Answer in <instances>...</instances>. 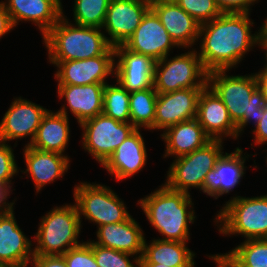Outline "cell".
<instances>
[{
  "instance_id": "1",
  "label": "cell",
  "mask_w": 267,
  "mask_h": 267,
  "mask_svg": "<svg viewBox=\"0 0 267 267\" xmlns=\"http://www.w3.org/2000/svg\"><path fill=\"white\" fill-rule=\"evenodd\" d=\"M249 13H222L210 22L200 25L199 38L202 65L209 73L234 68L245 53L258 45L259 32L252 34Z\"/></svg>"
},
{
  "instance_id": "2",
  "label": "cell",
  "mask_w": 267,
  "mask_h": 267,
  "mask_svg": "<svg viewBox=\"0 0 267 267\" xmlns=\"http://www.w3.org/2000/svg\"><path fill=\"white\" fill-rule=\"evenodd\" d=\"M149 223L164 236L161 240L187 242L189 223L195 221L190 193L175 191L162 184L138 200Z\"/></svg>"
},
{
  "instance_id": "3",
  "label": "cell",
  "mask_w": 267,
  "mask_h": 267,
  "mask_svg": "<svg viewBox=\"0 0 267 267\" xmlns=\"http://www.w3.org/2000/svg\"><path fill=\"white\" fill-rule=\"evenodd\" d=\"M229 70H215L208 73L207 85L219 96L230 118L237 126L238 136L244 127L257 125L260 121L261 109L267 104L265 97L257 87L254 74L229 76Z\"/></svg>"
},
{
  "instance_id": "4",
  "label": "cell",
  "mask_w": 267,
  "mask_h": 267,
  "mask_svg": "<svg viewBox=\"0 0 267 267\" xmlns=\"http://www.w3.org/2000/svg\"><path fill=\"white\" fill-rule=\"evenodd\" d=\"M65 17L62 14L42 37L49 62L85 60L103 55L111 47L101 28L71 24Z\"/></svg>"
},
{
  "instance_id": "5",
  "label": "cell",
  "mask_w": 267,
  "mask_h": 267,
  "mask_svg": "<svg viewBox=\"0 0 267 267\" xmlns=\"http://www.w3.org/2000/svg\"><path fill=\"white\" fill-rule=\"evenodd\" d=\"M80 216L74 203L53 207L40 220L34 239L37 245L34 255H63L70 248L81 243L78 237L81 231Z\"/></svg>"
},
{
  "instance_id": "6",
  "label": "cell",
  "mask_w": 267,
  "mask_h": 267,
  "mask_svg": "<svg viewBox=\"0 0 267 267\" xmlns=\"http://www.w3.org/2000/svg\"><path fill=\"white\" fill-rule=\"evenodd\" d=\"M214 219L223 235H243L247 239H267V194L231 198ZM222 226V227H221Z\"/></svg>"
},
{
  "instance_id": "7",
  "label": "cell",
  "mask_w": 267,
  "mask_h": 267,
  "mask_svg": "<svg viewBox=\"0 0 267 267\" xmlns=\"http://www.w3.org/2000/svg\"><path fill=\"white\" fill-rule=\"evenodd\" d=\"M208 83V72L202 65L196 50L168 56L155 63L153 87L159 94L188 88H205Z\"/></svg>"
},
{
  "instance_id": "8",
  "label": "cell",
  "mask_w": 267,
  "mask_h": 267,
  "mask_svg": "<svg viewBox=\"0 0 267 267\" xmlns=\"http://www.w3.org/2000/svg\"><path fill=\"white\" fill-rule=\"evenodd\" d=\"M223 140H211L205 146L185 154L172 162L165 185L175 191L190 193V187L202 191L206 174L214 169L222 152Z\"/></svg>"
},
{
  "instance_id": "9",
  "label": "cell",
  "mask_w": 267,
  "mask_h": 267,
  "mask_svg": "<svg viewBox=\"0 0 267 267\" xmlns=\"http://www.w3.org/2000/svg\"><path fill=\"white\" fill-rule=\"evenodd\" d=\"M75 205L80 216L97 227L126 221L131 215L124 202L104 184L81 182L74 187Z\"/></svg>"
},
{
  "instance_id": "10",
  "label": "cell",
  "mask_w": 267,
  "mask_h": 267,
  "mask_svg": "<svg viewBox=\"0 0 267 267\" xmlns=\"http://www.w3.org/2000/svg\"><path fill=\"white\" fill-rule=\"evenodd\" d=\"M80 127L83 130V148L100 165H103L116 148L136 130L131 123L114 120L104 113L82 122Z\"/></svg>"
},
{
  "instance_id": "11",
  "label": "cell",
  "mask_w": 267,
  "mask_h": 267,
  "mask_svg": "<svg viewBox=\"0 0 267 267\" xmlns=\"http://www.w3.org/2000/svg\"><path fill=\"white\" fill-rule=\"evenodd\" d=\"M115 48L111 46L103 55L63 62H50L57 67L58 85L107 84L106 78L115 74ZM59 68V69H58Z\"/></svg>"
},
{
  "instance_id": "12",
  "label": "cell",
  "mask_w": 267,
  "mask_h": 267,
  "mask_svg": "<svg viewBox=\"0 0 267 267\" xmlns=\"http://www.w3.org/2000/svg\"><path fill=\"white\" fill-rule=\"evenodd\" d=\"M124 46L156 62L170 55L171 48L175 46L179 48L151 8L143 16L139 26Z\"/></svg>"
},
{
  "instance_id": "13",
  "label": "cell",
  "mask_w": 267,
  "mask_h": 267,
  "mask_svg": "<svg viewBox=\"0 0 267 267\" xmlns=\"http://www.w3.org/2000/svg\"><path fill=\"white\" fill-rule=\"evenodd\" d=\"M149 9L140 0H110L103 25L110 36L106 37L108 43L113 47L124 45Z\"/></svg>"
},
{
  "instance_id": "14",
  "label": "cell",
  "mask_w": 267,
  "mask_h": 267,
  "mask_svg": "<svg viewBox=\"0 0 267 267\" xmlns=\"http://www.w3.org/2000/svg\"><path fill=\"white\" fill-rule=\"evenodd\" d=\"M48 109L29 100L14 98L0 122V141L22 139L30 136L29 145Z\"/></svg>"
},
{
  "instance_id": "15",
  "label": "cell",
  "mask_w": 267,
  "mask_h": 267,
  "mask_svg": "<svg viewBox=\"0 0 267 267\" xmlns=\"http://www.w3.org/2000/svg\"><path fill=\"white\" fill-rule=\"evenodd\" d=\"M204 88L181 89L157 95L154 130H166L196 118L199 95Z\"/></svg>"
},
{
  "instance_id": "16",
  "label": "cell",
  "mask_w": 267,
  "mask_h": 267,
  "mask_svg": "<svg viewBox=\"0 0 267 267\" xmlns=\"http://www.w3.org/2000/svg\"><path fill=\"white\" fill-rule=\"evenodd\" d=\"M115 74L118 82L129 93L153 87L156 61L143 54L128 50L124 45L115 46Z\"/></svg>"
},
{
  "instance_id": "17",
  "label": "cell",
  "mask_w": 267,
  "mask_h": 267,
  "mask_svg": "<svg viewBox=\"0 0 267 267\" xmlns=\"http://www.w3.org/2000/svg\"><path fill=\"white\" fill-rule=\"evenodd\" d=\"M196 119L212 140L238 138L237 126L219 96L207 85L199 95Z\"/></svg>"
},
{
  "instance_id": "18",
  "label": "cell",
  "mask_w": 267,
  "mask_h": 267,
  "mask_svg": "<svg viewBox=\"0 0 267 267\" xmlns=\"http://www.w3.org/2000/svg\"><path fill=\"white\" fill-rule=\"evenodd\" d=\"M16 27L20 21H31L44 36L62 17L61 0H6L3 2Z\"/></svg>"
},
{
  "instance_id": "19",
  "label": "cell",
  "mask_w": 267,
  "mask_h": 267,
  "mask_svg": "<svg viewBox=\"0 0 267 267\" xmlns=\"http://www.w3.org/2000/svg\"><path fill=\"white\" fill-rule=\"evenodd\" d=\"M243 150L237 147L233 153L222 154L214 169L210 170L204 179L202 192L215 199L229 194L245 174Z\"/></svg>"
},
{
  "instance_id": "20",
  "label": "cell",
  "mask_w": 267,
  "mask_h": 267,
  "mask_svg": "<svg viewBox=\"0 0 267 267\" xmlns=\"http://www.w3.org/2000/svg\"><path fill=\"white\" fill-rule=\"evenodd\" d=\"M31 242L18 226L13 208L0 214V262L6 267L31 263Z\"/></svg>"
},
{
  "instance_id": "21",
  "label": "cell",
  "mask_w": 267,
  "mask_h": 267,
  "mask_svg": "<svg viewBox=\"0 0 267 267\" xmlns=\"http://www.w3.org/2000/svg\"><path fill=\"white\" fill-rule=\"evenodd\" d=\"M143 234L137 221L130 216L123 222L99 226L96 232L98 241L93 240V243L135 255L132 261L139 265L145 241Z\"/></svg>"
},
{
  "instance_id": "22",
  "label": "cell",
  "mask_w": 267,
  "mask_h": 267,
  "mask_svg": "<svg viewBox=\"0 0 267 267\" xmlns=\"http://www.w3.org/2000/svg\"><path fill=\"white\" fill-rule=\"evenodd\" d=\"M140 131L136 129L129 135L102 165L118 181L135 175L147 163V151Z\"/></svg>"
},
{
  "instance_id": "23",
  "label": "cell",
  "mask_w": 267,
  "mask_h": 267,
  "mask_svg": "<svg viewBox=\"0 0 267 267\" xmlns=\"http://www.w3.org/2000/svg\"><path fill=\"white\" fill-rule=\"evenodd\" d=\"M151 9L179 47L189 48L198 42L200 24L174 0L155 4Z\"/></svg>"
},
{
  "instance_id": "24",
  "label": "cell",
  "mask_w": 267,
  "mask_h": 267,
  "mask_svg": "<svg viewBox=\"0 0 267 267\" xmlns=\"http://www.w3.org/2000/svg\"><path fill=\"white\" fill-rule=\"evenodd\" d=\"M24 158L27 169L21 171L28 173L34 181L36 192L38 193L48 183L63 178L69 168V157L57 152L41 151L25 145Z\"/></svg>"
},
{
  "instance_id": "25",
  "label": "cell",
  "mask_w": 267,
  "mask_h": 267,
  "mask_svg": "<svg viewBox=\"0 0 267 267\" xmlns=\"http://www.w3.org/2000/svg\"><path fill=\"white\" fill-rule=\"evenodd\" d=\"M105 84L58 85V96L65 98L70 112L77 122L94 118L103 111V93Z\"/></svg>"
},
{
  "instance_id": "26",
  "label": "cell",
  "mask_w": 267,
  "mask_h": 267,
  "mask_svg": "<svg viewBox=\"0 0 267 267\" xmlns=\"http://www.w3.org/2000/svg\"><path fill=\"white\" fill-rule=\"evenodd\" d=\"M65 105L57 112L48 110L42 118L30 147L41 151L57 152L64 154L69 142L70 127Z\"/></svg>"
},
{
  "instance_id": "27",
  "label": "cell",
  "mask_w": 267,
  "mask_h": 267,
  "mask_svg": "<svg viewBox=\"0 0 267 267\" xmlns=\"http://www.w3.org/2000/svg\"><path fill=\"white\" fill-rule=\"evenodd\" d=\"M163 132L160 136L166 142L164 158L192 153L212 140L196 118L170 126Z\"/></svg>"
},
{
  "instance_id": "28",
  "label": "cell",
  "mask_w": 267,
  "mask_h": 267,
  "mask_svg": "<svg viewBox=\"0 0 267 267\" xmlns=\"http://www.w3.org/2000/svg\"><path fill=\"white\" fill-rule=\"evenodd\" d=\"M186 244L187 242L154 239L148 245L145 239L139 263H157L169 267H194L195 253Z\"/></svg>"
},
{
  "instance_id": "29",
  "label": "cell",
  "mask_w": 267,
  "mask_h": 267,
  "mask_svg": "<svg viewBox=\"0 0 267 267\" xmlns=\"http://www.w3.org/2000/svg\"><path fill=\"white\" fill-rule=\"evenodd\" d=\"M209 258L218 267H267V239H247L230 252Z\"/></svg>"
},
{
  "instance_id": "30",
  "label": "cell",
  "mask_w": 267,
  "mask_h": 267,
  "mask_svg": "<svg viewBox=\"0 0 267 267\" xmlns=\"http://www.w3.org/2000/svg\"><path fill=\"white\" fill-rule=\"evenodd\" d=\"M157 95L154 87L130 93V123L136 129L154 130Z\"/></svg>"
},
{
  "instance_id": "31",
  "label": "cell",
  "mask_w": 267,
  "mask_h": 267,
  "mask_svg": "<svg viewBox=\"0 0 267 267\" xmlns=\"http://www.w3.org/2000/svg\"><path fill=\"white\" fill-rule=\"evenodd\" d=\"M129 98L130 93L118 82L116 85L105 84L102 113L114 120L130 123Z\"/></svg>"
},
{
  "instance_id": "32",
  "label": "cell",
  "mask_w": 267,
  "mask_h": 267,
  "mask_svg": "<svg viewBox=\"0 0 267 267\" xmlns=\"http://www.w3.org/2000/svg\"><path fill=\"white\" fill-rule=\"evenodd\" d=\"M110 0H74V22L79 26L103 28Z\"/></svg>"
},
{
  "instance_id": "33",
  "label": "cell",
  "mask_w": 267,
  "mask_h": 267,
  "mask_svg": "<svg viewBox=\"0 0 267 267\" xmlns=\"http://www.w3.org/2000/svg\"><path fill=\"white\" fill-rule=\"evenodd\" d=\"M187 14L200 25L210 22L223 12L215 0H174Z\"/></svg>"
},
{
  "instance_id": "34",
  "label": "cell",
  "mask_w": 267,
  "mask_h": 267,
  "mask_svg": "<svg viewBox=\"0 0 267 267\" xmlns=\"http://www.w3.org/2000/svg\"><path fill=\"white\" fill-rule=\"evenodd\" d=\"M93 254L99 267H139V265L135 266L129 259L134 255L95 243H93Z\"/></svg>"
},
{
  "instance_id": "35",
  "label": "cell",
  "mask_w": 267,
  "mask_h": 267,
  "mask_svg": "<svg viewBox=\"0 0 267 267\" xmlns=\"http://www.w3.org/2000/svg\"><path fill=\"white\" fill-rule=\"evenodd\" d=\"M68 267H99L93 254V241L83 242L61 255Z\"/></svg>"
},
{
  "instance_id": "36",
  "label": "cell",
  "mask_w": 267,
  "mask_h": 267,
  "mask_svg": "<svg viewBox=\"0 0 267 267\" xmlns=\"http://www.w3.org/2000/svg\"><path fill=\"white\" fill-rule=\"evenodd\" d=\"M19 172L13 149L6 142L0 141V182L11 190V178Z\"/></svg>"
},
{
  "instance_id": "37",
  "label": "cell",
  "mask_w": 267,
  "mask_h": 267,
  "mask_svg": "<svg viewBox=\"0 0 267 267\" xmlns=\"http://www.w3.org/2000/svg\"><path fill=\"white\" fill-rule=\"evenodd\" d=\"M223 13H249L251 5L258 0H215Z\"/></svg>"
},
{
  "instance_id": "38",
  "label": "cell",
  "mask_w": 267,
  "mask_h": 267,
  "mask_svg": "<svg viewBox=\"0 0 267 267\" xmlns=\"http://www.w3.org/2000/svg\"><path fill=\"white\" fill-rule=\"evenodd\" d=\"M32 263L36 267H68L61 255H34Z\"/></svg>"
},
{
  "instance_id": "39",
  "label": "cell",
  "mask_w": 267,
  "mask_h": 267,
  "mask_svg": "<svg viewBox=\"0 0 267 267\" xmlns=\"http://www.w3.org/2000/svg\"><path fill=\"white\" fill-rule=\"evenodd\" d=\"M252 132L255 135L256 145L267 144V104L261 109L260 121Z\"/></svg>"
},
{
  "instance_id": "40",
  "label": "cell",
  "mask_w": 267,
  "mask_h": 267,
  "mask_svg": "<svg viewBox=\"0 0 267 267\" xmlns=\"http://www.w3.org/2000/svg\"><path fill=\"white\" fill-rule=\"evenodd\" d=\"M14 25L11 21L10 15L5 9V6L0 2V38L8 34V32L13 30Z\"/></svg>"
},
{
  "instance_id": "41",
  "label": "cell",
  "mask_w": 267,
  "mask_h": 267,
  "mask_svg": "<svg viewBox=\"0 0 267 267\" xmlns=\"http://www.w3.org/2000/svg\"><path fill=\"white\" fill-rule=\"evenodd\" d=\"M12 190H10L4 183L0 182V214L10 211L13 208V202L8 201V197Z\"/></svg>"
},
{
  "instance_id": "42",
  "label": "cell",
  "mask_w": 267,
  "mask_h": 267,
  "mask_svg": "<svg viewBox=\"0 0 267 267\" xmlns=\"http://www.w3.org/2000/svg\"><path fill=\"white\" fill-rule=\"evenodd\" d=\"M254 76L257 81V87L267 102V71H259L258 73H254Z\"/></svg>"
},
{
  "instance_id": "43",
  "label": "cell",
  "mask_w": 267,
  "mask_h": 267,
  "mask_svg": "<svg viewBox=\"0 0 267 267\" xmlns=\"http://www.w3.org/2000/svg\"><path fill=\"white\" fill-rule=\"evenodd\" d=\"M259 47H262L266 53L264 55H266V64H265V67L264 69L260 70V71H267V37L265 36H259V39H258V45Z\"/></svg>"
},
{
  "instance_id": "44",
  "label": "cell",
  "mask_w": 267,
  "mask_h": 267,
  "mask_svg": "<svg viewBox=\"0 0 267 267\" xmlns=\"http://www.w3.org/2000/svg\"><path fill=\"white\" fill-rule=\"evenodd\" d=\"M140 1L143 2L144 4L148 5L151 8L155 4L167 2V1H172V0H140Z\"/></svg>"
},
{
  "instance_id": "45",
  "label": "cell",
  "mask_w": 267,
  "mask_h": 267,
  "mask_svg": "<svg viewBox=\"0 0 267 267\" xmlns=\"http://www.w3.org/2000/svg\"><path fill=\"white\" fill-rule=\"evenodd\" d=\"M260 36L267 37V18L265 19V22H263V25L261 26L260 30H258Z\"/></svg>"
},
{
  "instance_id": "46",
  "label": "cell",
  "mask_w": 267,
  "mask_h": 267,
  "mask_svg": "<svg viewBox=\"0 0 267 267\" xmlns=\"http://www.w3.org/2000/svg\"><path fill=\"white\" fill-rule=\"evenodd\" d=\"M139 267H169V266L157 263H139Z\"/></svg>"
},
{
  "instance_id": "47",
  "label": "cell",
  "mask_w": 267,
  "mask_h": 267,
  "mask_svg": "<svg viewBox=\"0 0 267 267\" xmlns=\"http://www.w3.org/2000/svg\"><path fill=\"white\" fill-rule=\"evenodd\" d=\"M33 267H36L33 263H31ZM29 266V263H25V264H21V265H16V266H12V267H27Z\"/></svg>"
},
{
  "instance_id": "48",
  "label": "cell",
  "mask_w": 267,
  "mask_h": 267,
  "mask_svg": "<svg viewBox=\"0 0 267 267\" xmlns=\"http://www.w3.org/2000/svg\"><path fill=\"white\" fill-rule=\"evenodd\" d=\"M0 267H6L2 262H0Z\"/></svg>"
}]
</instances>
